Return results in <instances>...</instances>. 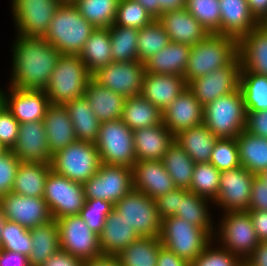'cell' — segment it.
Listing matches in <instances>:
<instances>
[{
  "mask_svg": "<svg viewBox=\"0 0 267 266\" xmlns=\"http://www.w3.org/2000/svg\"><path fill=\"white\" fill-rule=\"evenodd\" d=\"M43 199L54 220L79 215L86 198L83 184L51 171L46 179Z\"/></svg>",
  "mask_w": 267,
  "mask_h": 266,
  "instance_id": "obj_12",
  "label": "cell"
},
{
  "mask_svg": "<svg viewBox=\"0 0 267 266\" xmlns=\"http://www.w3.org/2000/svg\"><path fill=\"white\" fill-rule=\"evenodd\" d=\"M6 221H7V218L4 213V209L2 208V205L0 203V242H1V233L3 231V227Z\"/></svg>",
  "mask_w": 267,
  "mask_h": 266,
  "instance_id": "obj_67",
  "label": "cell"
},
{
  "mask_svg": "<svg viewBox=\"0 0 267 266\" xmlns=\"http://www.w3.org/2000/svg\"><path fill=\"white\" fill-rule=\"evenodd\" d=\"M258 210L267 211V184L260 176H256L253 180L248 211Z\"/></svg>",
  "mask_w": 267,
  "mask_h": 266,
  "instance_id": "obj_56",
  "label": "cell"
},
{
  "mask_svg": "<svg viewBox=\"0 0 267 266\" xmlns=\"http://www.w3.org/2000/svg\"><path fill=\"white\" fill-rule=\"evenodd\" d=\"M83 260L59 250L43 266H82Z\"/></svg>",
  "mask_w": 267,
  "mask_h": 266,
  "instance_id": "obj_59",
  "label": "cell"
},
{
  "mask_svg": "<svg viewBox=\"0 0 267 266\" xmlns=\"http://www.w3.org/2000/svg\"><path fill=\"white\" fill-rule=\"evenodd\" d=\"M216 217L213 240L246 261L260 242L249 212L231 211L219 216L216 212Z\"/></svg>",
  "mask_w": 267,
  "mask_h": 266,
  "instance_id": "obj_5",
  "label": "cell"
},
{
  "mask_svg": "<svg viewBox=\"0 0 267 266\" xmlns=\"http://www.w3.org/2000/svg\"><path fill=\"white\" fill-rule=\"evenodd\" d=\"M75 129L77 141L95 143L98 139L100 122L85 96L67 102L65 105Z\"/></svg>",
  "mask_w": 267,
  "mask_h": 266,
  "instance_id": "obj_38",
  "label": "cell"
},
{
  "mask_svg": "<svg viewBox=\"0 0 267 266\" xmlns=\"http://www.w3.org/2000/svg\"><path fill=\"white\" fill-rule=\"evenodd\" d=\"M250 11L255 19L260 23L267 19V0H247Z\"/></svg>",
  "mask_w": 267,
  "mask_h": 266,
  "instance_id": "obj_64",
  "label": "cell"
},
{
  "mask_svg": "<svg viewBox=\"0 0 267 266\" xmlns=\"http://www.w3.org/2000/svg\"><path fill=\"white\" fill-rule=\"evenodd\" d=\"M13 31L26 37H44L60 0H10Z\"/></svg>",
  "mask_w": 267,
  "mask_h": 266,
  "instance_id": "obj_10",
  "label": "cell"
},
{
  "mask_svg": "<svg viewBox=\"0 0 267 266\" xmlns=\"http://www.w3.org/2000/svg\"><path fill=\"white\" fill-rule=\"evenodd\" d=\"M11 151L22 162L50 164L52 155L43 120L19 124L17 141Z\"/></svg>",
  "mask_w": 267,
  "mask_h": 266,
  "instance_id": "obj_20",
  "label": "cell"
},
{
  "mask_svg": "<svg viewBox=\"0 0 267 266\" xmlns=\"http://www.w3.org/2000/svg\"><path fill=\"white\" fill-rule=\"evenodd\" d=\"M203 124L217 138H237L246 125V110L241 90L219 97L204 106Z\"/></svg>",
  "mask_w": 267,
  "mask_h": 266,
  "instance_id": "obj_6",
  "label": "cell"
},
{
  "mask_svg": "<svg viewBox=\"0 0 267 266\" xmlns=\"http://www.w3.org/2000/svg\"><path fill=\"white\" fill-rule=\"evenodd\" d=\"M213 208L212 201L180 188L178 212L174 216L206 230L214 237L216 216L213 214Z\"/></svg>",
  "mask_w": 267,
  "mask_h": 266,
  "instance_id": "obj_28",
  "label": "cell"
},
{
  "mask_svg": "<svg viewBox=\"0 0 267 266\" xmlns=\"http://www.w3.org/2000/svg\"><path fill=\"white\" fill-rule=\"evenodd\" d=\"M54 173L78 183H85L98 172L101 165L95 143L75 141L52 156Z\"/></svg>",
  "mask_w": 267,
  "mask_h": 266,
  "instance_id": "obj_8",
  "label": "cell"
},
{
  "mask_svg": "<svg viewBox=\"0 0 267 266\" xmlns=\"http://www.w3.org/2000/svg\"><path fill=\"white\" fill-rule=\"evenodd\" d=\"M187 11L209 32L220 34L219 0H187Z\"/></svg>",
  "mask_w": 267,
  "mask_h": 266,
  "instance_id": "obj_47",
  "label": "cell"
},
{
  "mask_svg": "<svg viewBox=\"0 0 267 266\" xmlns=\"http://www.w3.org/2000/svg\"><path fill=\"white\" fill-rule=\"evenodd\" d=\"M159 240L164 248L190 263L204 251L213 237L206 230L177 216H169L161 220Z\"/></svg>",
  "mask_w": 267,
  "mask_h": 266,
  "instance_id": "obj_7",
  "label": "cell"
},
{
  "mask_svg": "<svg viewBox=\"0 0 267 266\" xmlns=\"http://www.w3.org/2000/svg\"><path fill=\"white\" fill-rule=\"evenodd\" d=\"M263 24L267 27V19L263 22Z\"/></svg>",
  "mask_w": 267,
  "mask_h": 266,
  "instance_id": "obj_72",
  "label": "cell"
},
{
  "mask_svg": "<svg viewBox=\"0 0 267 266\" xmlns=\"http://www.w3.org/2000/svg\"><path fill=\"white\" fill-rule=\"evenodd\" d=\"M10 43L11 62L7 86L44 90L62 55L42 37L14 34ZM10 80V81H9Z\"/></svg>",
  "mask_w": 267,
  "mask_h": 266,
  "instance_id": "obj_1",
  "label": "cell"
},
{
  "mask_svg": "<svg viewBox=\"0 0 267 266\" xmlns=\"http://www.w3.org/2000/svg\"><path fill=\"white\" fill-rule=\"evenodd\" d=\"M133 188L156 199L176 188L161 160L136 161L132 167Z\"/></svg>",
  "mask_w": 267,
  "mask_h": 266,
  "instance_id": "obj_22",
  "label": "cell"
},
{
  "mask_svg": "<svg viewBox=\"0 0 267 266\" xmlns=\"http://www.w3.org/2000/svg\"><path fill=\"white\" fill-rule=\"evenodd\" d=\"M245 130L250 134L267 138V110L246 112Z\"/></svg>",
  "mask_w": 267,
  "mask_h": 266,
  "instance_id": "obj_57",
  "label": "cell"
},
{
  "mask_svg": "<svg viewBox=\"0 0 267 266\" xmlns=\"http://www.w3.org/2000/svg\"><path fill=\"white\" fill-rule=\"evenodd\" d=\"M7 220L31 229L53 220L43 197H28L9 192L0 197Z\"/></svg>",
  "mask_w": 267,
  "mask_h": 266,
  "instance_id": "obj_19",
  "label": "cell"
},
{
  "mask_svg": "<svg viewBox=\"0 0 267 266\" xmlns=\"http://www.w3.org/2000/svg\"><path fill=\"white\" fill-rule=\"evenodd\" d=\"M187 0H158L159 17L169 11H178L186 8Z\"/></svg>",
  "mask_w": 267,
  "mask_h": 266,
  "instance_id": "obj_65",
  "label": "cell"
},
{
  "mask_svg": "<svg viewBox=\"0 0 267 266\" xmlns=\"http://www.w3.org/2000/svg\"><path fill=\"white\" fill-rule=\"evenodd\" d=\"M8 150L0 143V156L5 154Z\"/></svg>",
  "mask_w": 267,
  "mask_h": 266,
  "instance_id": "obj_69",
  "label": "cell"
},
{
  "mask_svg": "<svg viewBox=\"0 0 267 266\" xmlns=\"http://www.w3.org/2000/svg\"><path fill=\"white\" fill-rule=\"evenodd\" d=\"M86 199H102L113 205L133 189L132 168L101 163L98 172L83 183Z\"/></svg>",
  "mask_w": 267,
  "mask_h": 266,
  "instance_id": "obj_13",
  "label": "cell"
},
{
  "mask_svg": "<svg viewBox=\"0 0 267 266\" xmlns=\"http://www.w3.org/2000/svg\"><path fill=\"white\" fill-rule=\"evenodd\" d=\"M0 249L20 253L28 257L32 250L30 230L16 222L7 220L1 233Z\"/></svg>",
  "mask_w": 267,
  "mask_h": 266,
  "instance_id": "obj_48",
  "label": "cell"
},
{
  "mask_svg": "<svg viewBox=\"0 0 267 266\" xmlns=\"http://www.w3.org/2000/svg\"><path fill=\"white\" fill-rule=\"evenodd\" d=\"M241 266H250L246 261H243V263L241 264Z\"/></svg>",
  "mask_w": 267,
  "mask_h": 266,
  "instance_id": "obj_71",
  "label": "cell"
},
{
  "mask_svg": "<svg viewBox=\"0 0 267 266\" xmlns=\"http://www.w3.org/2000/svg\"><path fill=\"white\" fill-rule=\"evenodd\" d=\"M191 48L187 44L170 42L144 63L145 72L184 76Z\"/></svg>",
  "mask_w": 267,
  "mask_h": 266,
  "instance_id": "obj_32",
  "label": "cell"
},
{
  "mask_svg": "<svg viewBox=\"0 0 267 266\" xmlns=\"http://www.w3.org/2000/svg\"><path fill=\"white\" fill-rule=\"evenodd\" d=\"M220 171L209 163H196L189 191L212 202L219 194Z\"/></svg>",
  "mask_w": 267,
  "mask_h": 266,
  "instance_id": "obj_46",
  "label": "cell"
},
{
  "mask_svg": "<svg viewBox=\"0 0 267 266\" xmlns=\"http://www.w3.org/2000/svg\"><path fill=\"white\" fill-rule=\"evenodd\" d=\"M252 224L255 228L257 238L260 242H267V211H248Z\"/></svg>",
  "mask_w": 267,
  "mask_h": 266,
  "instance_id": "obj_58",
  "label": "cell"
},
{
  "mask_svg": "<svg viewBox=\"0 0 267 266\" xmlns=\"http://www.w3.org/2000/svg\"><path fill=\"white\" fill-rule=\"evenodd\" d=\"M95 145L103 164L132 168L136 162L133 130L121 119L100 123Z\"/></svg>",
  "mask_w": 267,
  "mask_h": 266,
  "instance_id": "obj_9",
  "label": "cell"
},
{
  "mask_svg": "<svg viewBox=\"0 0 267 266\" xmlns=\"http://www.w3.org/2000/svg\"><path fill=\"white\" fill-rule=\"evenodd\" d=\"M133 135L136 161L162 160L174 142V135L163 123L134 130Z\"/></svg>",
  "mask_w": 267,
  "mask_h": 266,
  "instance_id": "obj_29",
  "label": "cell"
},
{
  "mask_svg": "<svg viewBox=\"0 0 267 266\" xmlns=\"http://www.w3.org/2000/svg\"><path fill=\"white\" fill-rule=\"evenodd\" d=\"M139 237L133 227L113 208L99 234V247L102 254L117 255Z\"/></svg>",
  "mask_w": 267,
  "mask_h": 266,
  "instance_id": "obj_30",
  "label": "cell"
},
{
  "mask_svg": "<svg viewBox=\"0 0 267 266\" xmlns=\"http://www.w3.org/2000/svg\"><path fill=\"white\" fill-rule=\"evenodd\" d=\"M82 266H121L116 255L101 254L97 257L83 260Z\"/></svg>",
  "mask_w": 267,
  "mask_h": 266,
  "instance_id": "obj_63",
  "label": "cell"
},
{
  "mask_svg": "<svg viewBox=\"0 0 267 266\" xmlns=\"http://www.w3.org/2000/svg\"><path fill=\"white\" fill-rule=\"evenodd\" d=\"M113 204L102 199H86L79 215L87 226L98 235L102 232L106 217L111 213Z\"/></svg>",
  "mask_w": 267,
  "mask_h": 266,
  "instance_id": "obj_52",
  "label": "cell"
},
{
  "mask_svg": "<svg viewBox=\"0 0 267 266\" xmlns=\"http://www.w3.org/2000/svg\"><path fill=\"white\" fill-rule=\"evenodd\" d=\"M153 20L151 15L140 3L132 0H120L113 25L140 30Z\"/></svg>",
  "mask_w": 267,
  "mask_h": 266,
  "instance_id": "obj_49",
  "label": "cell"
},
{
  "mask_svg": "<svg viewBox=\"0 0 267 266\" xmlns=\"http://www.w3.org/2000/svg\"><path fill=\"white\" fill-rule=\"evenodd\" d=\"M259 176L267 184V171L263 172Z\"/></svg>",
  "mask_w": 267,
  "mask_h": 266,
  "instance_id": "obj_68",
  "label": "cell"
},
{
  "mask_svg": "<svg viewBox=\"0 0 267 266\" xmlns=\"http://www.w3.org/2000/svg\"><path fill=\"white\" fill-rule=\"evenodd\" d=\"M239 89L243 95L246 112L267 110V76L241 69Z\"/></svg>",
  "mask_w": 267,
  "mask_h": 266,
  "instance_id": "obj_42",
  "label": "cell"
},
{
  "mask_svg": "<svg viewBox=\"0 0 267 266\" xmlns=\"http://www.w3.org/2000/svg\"><path fill=\"white\" fill-rule=\"evenodd\" d=\"M19 122L13 117L8 109L0 104V143L7 149L12 150L15 146L18 133Z\"/></svg>",
  "mask_w": 267,
  "mask_h": 266,
  "instance_id": "obj_54",
  "label": "cell"
},
{
  "mask_svg": "<svg viewBox=\"0 0 267 266\" xmlns=\"http://www.w3.org/2000/svg\"><path fill=\"white\" fill-rule=\"evenodd\" d=\"M209 162L219 171L241 166L236 138H219L212 150Z\"/></svg>",
  "mask_w": 267,
  "mask_h": 266,
  "instance_id": "obj_50",
  "label": "cell"
},
{
  "mask_svg": "<svg viewBox=\"0 0 267 266\" xmlns=\"http://www.w3.org/2000/svg\"><path fill=\"white\" fill-rule=\"evenodd\" d=\"M157 20L168 34L170 42L193 46L209 34L186 9L163 13Z\"/></svg>",
  "mask_w": 267,
  "mask_h": 266,
  "instance_id": "obj_24",
  "label": "cell"
},
{
  "mask_svg": "<svg viewBox=\"0 0 267 266\" xmlns=\"http://www.w3.org/2000/svg\"><path fill=\"white\" fill-rule=\"evenodd\" d=\"M243 260L212 240L189 266H241Z\"/></svg>",
  "mask_w": 267,
  "mask_h": 266,
  "instance_id": "obj_51",
  "label": "cell"
},
{
  "mask_svg": "<svg viewBox=\"0 0 267 266\" xmlns=\"http://www.w3.org/2000/svg\"><path fill=\"white\" fill-rule=\"evenodd\" d=\"M91 78L92 74L79 55L62 54L44 91L51 104L65 105L85 95Z\"/></svg>",
  "mask_w": 267,
  "mask_h": 266,
  "instance_id": "obj_4",
  "label": "cell"
},
{
  "mask_svg": "<svg viewBox=\"0 0 267 266\" xmlns=\"http://www.w3.org/2000/svg\"><path fill=\"white\" fill-rule=\"evenodd\" d=\"M241 69L267 76V27L259 24L238 40Z\"/></svg>",
  "mask_w": 267,
  "mask_h": 266,
  "instance_id": "obj_25",
  "label": "cell"
},
{
  "mask_svg": "<svg viewBox=\"0 0 267 266\" xmlns=\"http://www.w3.org/2000/svg\"><path fill=\"white\" fill-rule=\"evenodd\" d=\"M180 198V188H175L155 199L156 209L159 218L162 220L169 216H174L178 212Z\"/></svg>",
  "mask_w": 267,
  "mask_h": 266,
  "instance_id": "obj_55",
  "label": "cell"
},
{
  "mask_svg": "<svg viewBox=\"0 0 267 266\" xmlns=\"http://www.w3.org/2000/svg\"><path fill=\"white\" fill-rule=\"evenodd\" d=\"M0 266H30L26 255L0 249Z\"/></svg>",
  "mask_w": 267,
  "mask_h": 266,
  "instance_id": "obj_60",
  "label": "cell"
},
{
  "mask_svg": "<svg viewBox=\"0 0 267 266\" xmlns=\"http://www.w3.org/2000/svg\"><path fill=\"white\" fill-rule=\"evenodd\" d=\"M255 177L242 165L231 170L220 171L219 194L213 202L214 213H216L215 210L218 213L248 211Z\"/></svg>",
  "mask_w": 267,
  "mask_h": 266,
  "instance_id": "obj_14",
  "label": "cell"
},
{
  "mask_svg": "<svg viewBox=\"0 0 267 266\" xmlns=\"http://www.w3.org/2000/svg\"><path fill=\"white\" fill-rule=\"evenodd\" d=\"M220 34L239 40L260 23L252 15L247 0H219Z\"/></svg>",
  "mask_w": 267,
  "mask_h": 266,
  "instance_id": "obj_26",
  "label": "cell"
},
{
  "mask_svg": "<svg viewBox=\"0 0 267 266\" xmlns=\"http://www.w3.org/2000/svg\"><path fill=\"white\" fill-rule=\"evenodd\" d=\"M62 3H72L74 0H60Z\"/></svg>",
  "mask_w": 267,
  "mask_h": 266,
  "instance_id": "obj_70",
  "label": "cell"
},
{
  "mask_svg": "<svg viewBox=\"0 0 267 266\" xmlns=\"http://www.w3.org/2000/svg\"><path fill=\"white\" fill-rule=\"evenodd\" d=\"M187 88L184 76L145 72L140 95L163 111Z\"/></svg>",
  "mask_w": 267,
  "mask_h": 266,
  "instance_id": "obj_23",
  "label": "cell"
},
{
  "mask_svg": "<svg viewBox=\"0 0 267 266\" xmlns=\"http://www.w3.org/2000/svg\"><path fill=\"white\" fill-rule=\"evenodd\" d=\"M109 32L113 62L138 60V29L112 25Z\"/></svg>",
  "mask_w": 267,
  "mask_h": 266,
  "instance_id": "obj_44",
  "label": "cell"
},
{
  "mask_svg": "<svg viewBox=\"0 0 267 266\" xmlns=\"http://www.w3.org/2000/svg\"><path fill=\"white\" fill-rule=\"evenodd\" d=\"M204 107L187 88L162 111V123L175 136L181 131L203 124Z\"/></svg>",
  "mask_w": 267,
  "mask_h": 266,
  "instance_id": "obj_21",
  "label": "cell"
},
{
  "mask_svg": "<svg viewBox=\"0 0 267 266\" xmlns=\"http://www.w3.org/2000/svg\"><path fill=\"white\" fill-rule=\"evenodd\" d=\"M59 230L60 250L81 260L102 254L99 235L92 231L80 215L55 220Z\"/></svg>",
  "mask_w": 267,
  "mask_h": 266,
  "instance_id": "obj_15",
  "label": "cell"
},
{
  "mask_svg": "<svg viewBox=\"0 0 267 266\" xmlns=\"http://www.w3.org/2000/svg\"><path fill=\"white\" fill-rule=\"evenodd\" d=\"M43 122L48 149L52 156L77 141L74 126L64 105L51 104Z\"/></svg>",
  "mask_w": 267,
  "mask_h": 266,
  "instance_id": "obj_27",
  "label": "cell"
},
{
  "mask_svg": "<svg viewBox=\"0 0 267 266\" xmlns=\"http://www.w3.org/2000/svg\"><path fill=\"white\" fill-rule=\"evenodd\" d=\"M169 43V36L162 24L157 19H154L139 30L138 61L145 63Z\"/></svg>",
  "mask_w": 267,
  "mask_h": 266,
  "instance_id": "obj_45",
  "label": "cell"
},
{
  "mask_svg": "<svg viewBox=\"0 0 267 266\" xmlns=\"http://www.w3.org/2000/svg\"><path fill=\"white\" fill-rule=\"evenodd\" d=\"M246 262L250 266H267V242H259Z\"/></svg>",
  "mask_w": 267,
  "mask_h": 266,
  "instance_id": "obj_62",
  "label": "cell"
},
{
  "mask_svg": "<svg viewBox=\"0 0 267 266\" xmlns=\"http://www.w3.org/2000/svg\"><path fill=\"white\" fill-rule=\"evenodd\" d=\"M237 56L238 40L236 38L209 33L191 48L184 75L186 83L227 66Z\"/></svg>",
  "mask_w": 267,
  "mask_h": 266,
  "instance_id": "obj_3",
  "label": "cell"
},
{
  "mask_svg": "<svg viewBox=\"0 0 267 266\" xmlns=\"http://www.w3.org/2000/svg\"><path fill=\"white\" fill-rule=\"evenodd\" d=\"M161 161L177 188H190L196 163L177 142L169 146Z\"/></svg>",
  "mask_w": 267,
  "mask_h": 266,
  "instance_id": "obj_41",
  "label": "cell"
},
{
  "mask_svg": "<svg viewBox=\"0 0 267 266\" xmlns=\"http://www.w3.org/2000/svg\"><path fill=\"white\" fill-rule=\"evenodd\" d=\"M145 64L135 60L111 62L92 73L98 84L129 98L141 94Z\"/></svg>",
  "mask_w": 267,
  "mask_h": 266,
  "instance_id": "obj_16",
  "label": "cell"
},
{
  "mask_svg": "<svg viewBox=\"0 0 267 266\" xmlns=\"http://www.w3.org/2000/svg\"><path fill=\"white\" fill-rule=\"evenodd\" d=\"M218 139L204 124L191 127L174 136V141L195 163H209Z\"/></svg>",
  "mask_w": 267,
  "mask_h": 266,
  "instance_id": "obj_33",
  "label": "cell"
},
{
  "mask_svg": "<svg viewBox=\"0 0 267 266\" xmlns=\"http://www.w3.org/2000/svg\"><path fill=\"white\" fill-rule=\"evenodd\" d=\"M95 29L73 3H62L43 38L61 54L79 55Z\"/></svg>",
  "mask_w": 267,
  "mask_h": 266,
  "instance_id": "obj_2",
  "label": "cell"
},
{
  "mask_svg": "<svg viewBox=\"0 0 267 266\" xmlns=\"http://www.w3.org/2000/svg\"><path fill=\"white\" fill-rule=\"evenodd\" d=\"M113 208L128 222L140 237H159L161 219L155 200L144 192L131 189Z\"/></svg>",
  "mask_w": 267,
  "mask_h": 266,
  "instance_id": "obj_11",
  "label": "cell"
},
{
  "mask_svg": "<svg viewBox=\"0 0 267 266\" xmlns=\"http://www.w3.org/2000/svg\"><path fill=\"white\" fill-rule=\"evenodd\" d=\"M100 123L121 119L125 97L98 84L92 78L84 95Z\"/></svg>",
  "mask_w": 267,
  "mask_h": 266,
  "instance_id": "obj_31",
  "label": "cell"
},
{
  "mask_svg": "<svg viewBox=\"0 0 267 266\" xmlns=\"http://www.w3.org/2000/svg\"><path fill=\"white\" fill-rule=\"evenodd\" d=\"M140 3L153 19L159 18L158 0H132Z\"/></svg>",
  "mask_w": 267,
  "mask_h": 266,
  "instance_id": "obj_66",
  "label": "cell"
},
{
  "mask_svg": "<svg viewBox=\"0 0 267 266\" xmlns=\"http://www.w3.org/2000/svg\"><path fill=\"white\" fill-rule=\"evenodd\" d=\"M240 164L255 176L267 171V138L246 130L236 138Z\"/></svg>",
  "mask_w": 267,
  "mask_h": 266,
  "instance_id": "obj_36",
  "label": "cell"
},
{
  "mask_svg": "<svg viewBox=\"0 0 267 266\" xmlns=\"http://www.w3.org/2000/svg\"><path fill=\"white\" fill-rule=\"evenodd\" d=\"M121 120L131 130L162 123V111L141 95L125 99Z\"/></svg>",
  "mask_w": 267,
  "mask_h": 266,
  "instance_id": "obj_37",
  "label": "cell"
},
{
  "mask_svg": "<svg viewBox=\"0 0 267 266\" xmlns=\"http://www.w3.org/2000/svg\"><path fill=\"white\" fill-rule=\"evenodd\" d=\"M240 70V58L237 56L227 66L190 81L187 84L188 89L204 107L217 98L228 95L239 88Z\"/></svg>",
  "mask_w": 267,
  "mask_h": 266,
  "instance_id": "obj_17",
  "label": "cell"
},
{
  "mask_svg": "<svg viewBox=\"0 0 267 266\" xmlns=\"http://www.w3.org/2000/svg\"><path fill=\"white\" fill-rule=\"evenodd\" d=\"M20 162L11 150L0 156V197L12 192Z\"/></svg>",
  "mask_w": 267,
  "mask_h": 266,
  "instance_id": "obj_53",
  "label": "cell"
},
{
  "mask_svg": "<svg viewBox=\"0 0 267 266\" xmlns=\"http://www.w3.org/2000/svg\"><path fill=\"white\" fill-rule=\"evenodd\" d=\"M0 98L1 103L20 124L43 120L51 105L44 90L18 89L7 85L2 87V84Z\"/></svg>",
  "mask_w": 267,
  "mask_h": 266,
  "instance_id": "obj_18",
  "label": "cell"
},
{
  "mask_svg": "<svg viewBox=\"0 0 267 266\" xmlns=\"http://www.w3.org/2000/svg\"><path fill=\"white\" fill-rule=\"evenodd\" d=\"M29 230L32 242V250L28 256L30 266H43L51 256L60 250L57 223L53 219Z\"/></svg>",
  "mask_w": 267,
  "mask_h": 266,
  "instance_id": "obj_34",
  "label": "cell"
},
{
  "mask_svg": "<svg viewBox=\"0 0 267 266\" xmlns=\"http://www.w3.org/2000/svg\"><path fill=\"white\" fill-rule=\"evenodd\" d=\"M79 57L91 74L113 62L109 28H96L84 44Z\"/></svg>",
  "mask_w": 267,
  "mask_h": 266,
  "instance_id": "obj_39",
  "label": "cell"
},
{
  "mask_svg": "<svg viewBox=\"0 0 267 266\" xmlns=\"http://www.w3.org/2000/svg\"><path fill=\"white\" fill-rule=\"evenodd\" d=\"M120 0H74L80 14L95 28H109L114 24Z\"/></svg>",
  "mask_w": 267,
  "mask_h": 266,
  "instance_id": "obj_43",
  "label": "cell"
},
{
  "mask_svg": "<svg viewBox=\"0 0 267 266\" xmlns=\"http://www.w3.org/2000/svg\"><path fill=\"white\" fill-rule=\"evenodd\" d=\"M157 266H189V263L162 247L159 251Z\"/></svg>",
  "mask_w": 267,
  "mask_h": 266,
  "instance_id": "obj_61",
  "label": "cell"
},
{
  "mask_svg": "<svg viewBox=\"0 0 267 266\" xmlns=\"http://www.w3.org/2000/svg\"><path fill=\"white\" fill-rule=\"evenodd\" d=\"M162 247L159 237H139L120 251L116 257L121 266H157Z\"/></svg>",
  "mask_w": 267,
  "mask_h": 266,
  "instance_id": "obj_40",
  "label": "cell"
},
{
  "mask_svg": "<svg viewBox=\"0 0 267 266\" xmlns=\"http://www.w3.org/2000/svg\"><path fill=\"white\" fill-rule=\"evenodd\" d=\"M51 171V164L21 161L12 192L28 197H43L46 179Z\"/></svg>",
  "mask_w": 267,
  "mask_h": 266,
  "instance_id": "obj_35",
  "label": "cell"
}]
</instances>
